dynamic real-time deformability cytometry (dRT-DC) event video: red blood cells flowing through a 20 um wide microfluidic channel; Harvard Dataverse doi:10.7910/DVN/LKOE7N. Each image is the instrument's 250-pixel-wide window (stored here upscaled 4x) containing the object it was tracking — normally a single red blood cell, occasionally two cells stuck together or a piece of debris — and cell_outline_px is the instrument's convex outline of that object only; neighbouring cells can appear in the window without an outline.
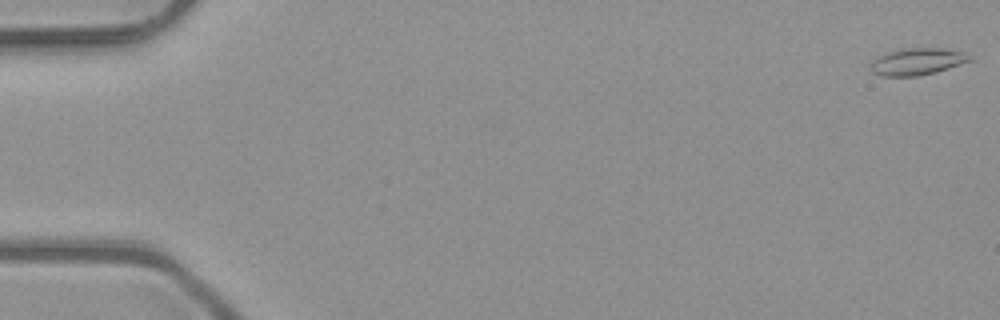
{"species": "common noctule bat (a hibernating species)", "species_latin": "Nyctalus noctula", "temperature_condition": "room temperature", "stored_images_in_passage": 7, "camera_frame_rate_fps": 3000, "um_per_image_px": 0.085, "animal": {"sex": "male", "body_mass_g": 23.1, "forearm_length_mm": 52.7}, "frame": {"image": 1, "passage_image": 1, "time_ms": 0.0, "image_size_px": [1000, 320], "cell_outline_px": [[972, 60], [936, 72], [916, 76], [880, 76], [872, 72], [872, 60], [884, 52], [896, 48], [940, 48], [964, 52], [972, 56]], "centroid_in_image_um": [77.94, 5.22], "position_along_channel_um": 7.1, "area_um2": 15.66}}
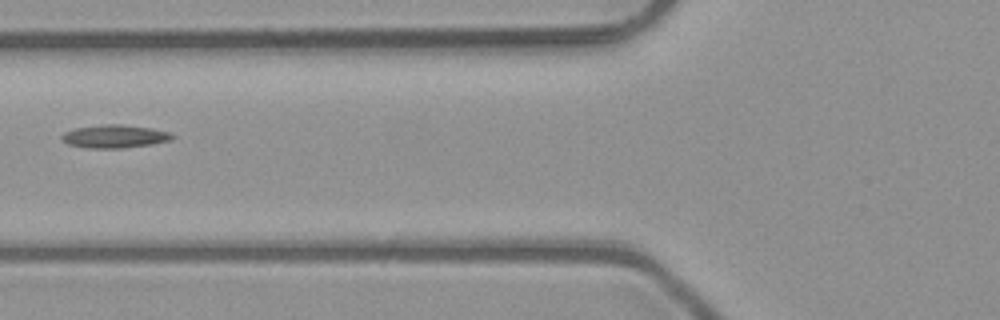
{"frame": {"image": 2, "passage_image": 6, "time_ms": 1.667, "image_size_px": [1000, 320], "cell_outline_px": [[176, 136], [172, 140], [152, 144], [120, 148], [88, 148], [68, 144], [60, 136], [64, 132], [76, 128], [104, 124], [120, 124], [152, 128], [168, 132]], "centroid_in_image_um": [9.77, 11.59], "position_along_channel_um": 116.0, "area_um2": 14.8}}
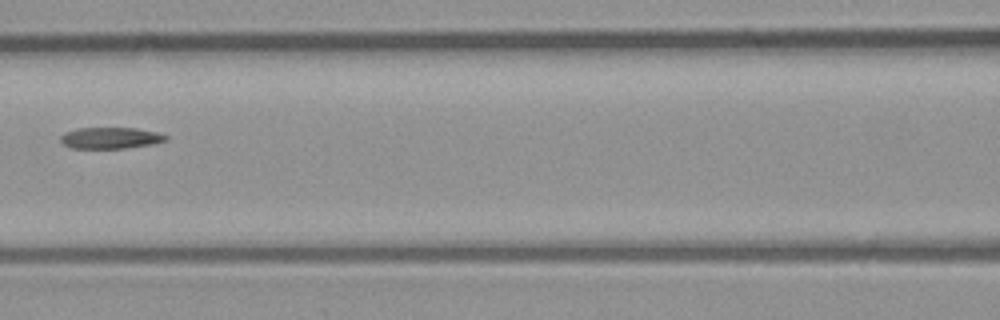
{"frame": {"image": 3, "passage_image": 7, "time_ms": 2.0, "image_size_px": [1000, 320], "cell_outline_px": [[168, 140], [152, 144], [124, 148], [72, 148], [64, 144], [60, 140], [60, 136], [64, 132], [76, 128], [136, 128], [156, 132], [168, 136]], "centroid_in_image_um": [9.38, 11.72], "position_along_channel_um": 157.2, "area_um2": 13.06}}